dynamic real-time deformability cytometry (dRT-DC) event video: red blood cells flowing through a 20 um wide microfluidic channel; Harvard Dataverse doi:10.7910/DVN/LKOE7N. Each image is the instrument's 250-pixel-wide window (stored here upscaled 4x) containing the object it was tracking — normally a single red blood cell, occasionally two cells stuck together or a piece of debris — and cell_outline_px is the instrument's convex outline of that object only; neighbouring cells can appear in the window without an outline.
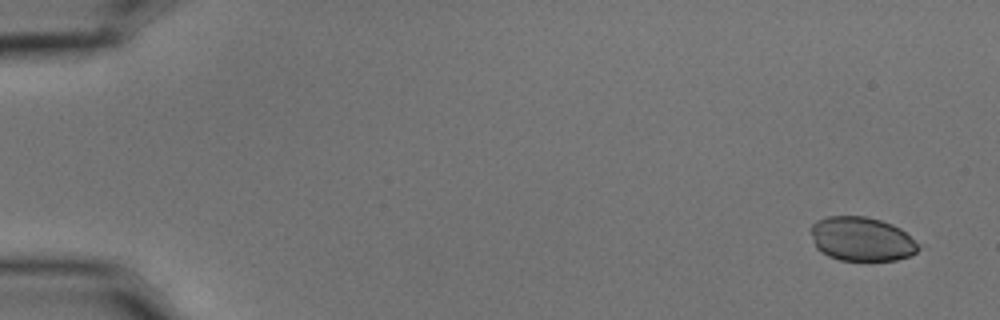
{"species": "common noctule bat (a hibernating species)", "species_latin": "Nyctalus noctula", "temperature_condition": "cold", "stored_images_in_passage": 7, "camera_frame_rate_fps": 3000, "um_per_image_px": 0.085, "animal": {"sex": "male", "body_mass_g": 15.6}, "frame": {"image": 1, "passage_image": 1, "time_ms": 0.0, "image_size_px": [1000, 320], "cell_outline_px": [[920, 248], [916, 252], [908, 256], [896, 260], [840, 260], [828, 256], [820, 252], [816, 248], [812, 236], [812, 224], [816, 220], [828, 216], [864, 216], [880, 220], [892, 224], [900, 228]], "centroid_in_image_um": [73.19, 20.31], "position_along_channel_um": 11.8, "area_um2": 27.34}}
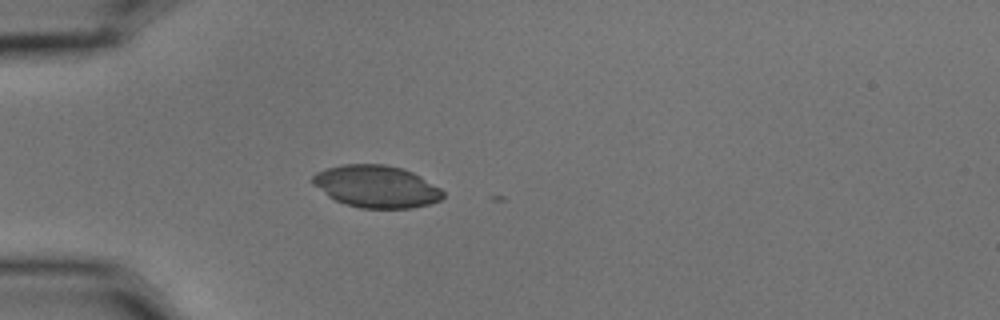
{"frame": {"image": 2, "passage_image": 5, "time_ms": 1.333, "image_size_px": [1000, 320], "cell_outline_px": [[444, 196], [440, 200], [428, 204], [412, 208], [360, 208], [344, 204], [328, 196], [312, 184], [312, 176], [316, 172], [328, 168], [344, 164], [384, 164], [404, 168], [420, 176], [440, 188], [444, 192]], "centroid_in_image_um": [31.98, 15.85], "position_along_channel_um": 53.0, "area_um2": 32.08}}